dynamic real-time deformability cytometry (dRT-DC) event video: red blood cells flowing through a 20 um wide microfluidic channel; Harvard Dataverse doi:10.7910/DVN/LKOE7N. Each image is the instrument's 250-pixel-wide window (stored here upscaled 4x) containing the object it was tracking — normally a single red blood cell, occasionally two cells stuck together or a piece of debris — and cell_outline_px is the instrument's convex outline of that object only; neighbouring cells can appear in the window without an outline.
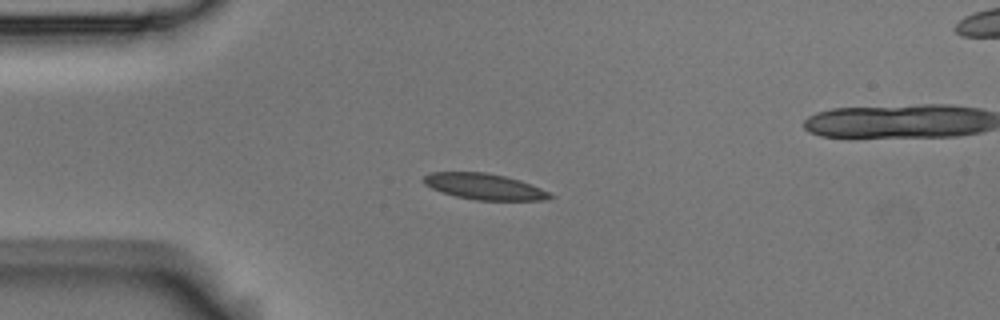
{"species": "Egyptian fruit bat (a non-hibernating species)", "species_latin": "Rousettus aegyptiacus", "temperature_condition": "room temperature", "stored_images_in_passage": 4, "camera_frame_rate_fps": 3000, "um_per_image_px": 0.085, "animal": {"sex": "male"}, "frame": {"image": 1, "passage_image": 3, "time_ms": 0.667, "image_size_px": [1000, 320], "cell_outline_px": [[556, 196], [548, 200], [476, 200], [456, 196], [440, 192], [424, 184], [420, 180], [424, 176], [432, 172], [484, 172], [504, 176], [520, 180], [540, 188]], "centroid_in_image_um": [41.15, 15.86], "position_along_channel_um": 43.9, "area_um2": 19.19}}